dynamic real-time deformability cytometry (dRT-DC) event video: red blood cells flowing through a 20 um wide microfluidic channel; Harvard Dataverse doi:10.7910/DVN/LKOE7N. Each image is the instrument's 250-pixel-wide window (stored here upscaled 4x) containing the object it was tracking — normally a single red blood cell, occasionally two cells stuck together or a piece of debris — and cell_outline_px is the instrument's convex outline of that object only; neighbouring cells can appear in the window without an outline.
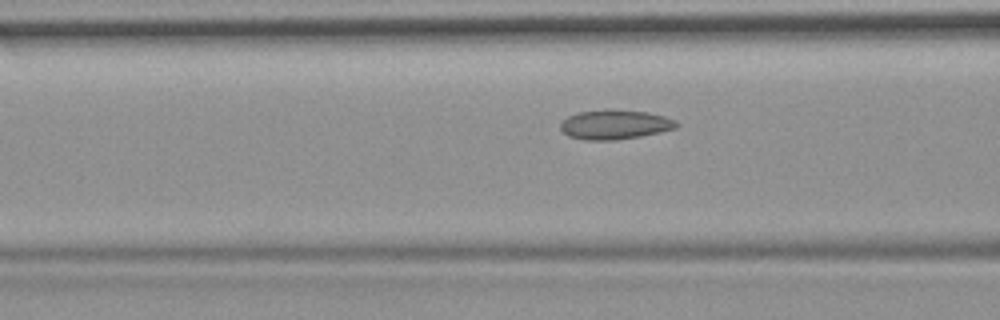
{"species": "common noctule bat (a hibernating species)", "species_latin": "Nyctalus noctula", "temperature_condition": "room temperature", "stored_images_in_passage": 30, "camera_frame_rate_fps": 3000, "um_per_image_px": 0.085, "animal": {"sex": "female", "body_mass_g": 19.9}, "frame": {"image": 1, "passage_image": 7, "time_ms": 2.0, "image_size_px": [1000, 320], "cell_outline_px": [[680, 124], [676, 128], [660, 132], [640, 136], [612, 140], [584, 140], [568, 136], [560, 128], [560, 120], [568, 116], [580, 112], [608, 108], [612, 108], [648, 112], [664, 116], [676, 120]], "centroid_in_image_um": [52.26, 10.57], "position_along_channel_um": 114.3, "area_um2": 20.23}}
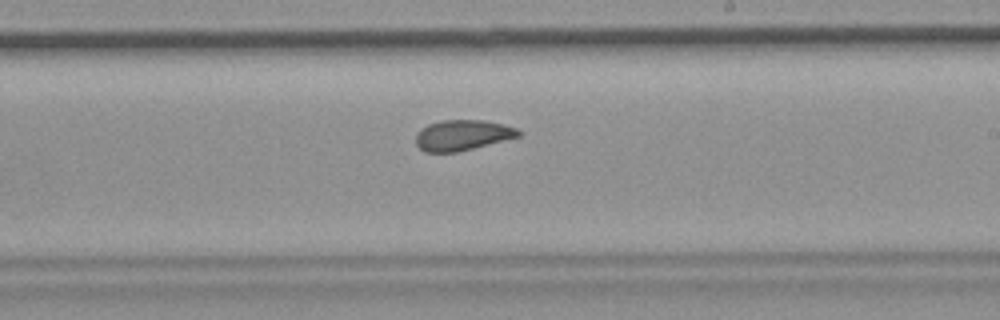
{"frame": {"image": 2, "passage_image": 18, "time_ms": 5.667, "image_size_px": [1000, 320], "cell_outline_px": [[520, 136], [456, 152], [424, 152], [416, 144], [416, 132], [420, 128], [428, 124], [440, 120], [484, 120], [504, 124], [516, 128], [520, 132]], "centroid_in_image_um": [39.26, 11.47], "position_along_channel_um": 249.7, "area_um2": 18.21}}
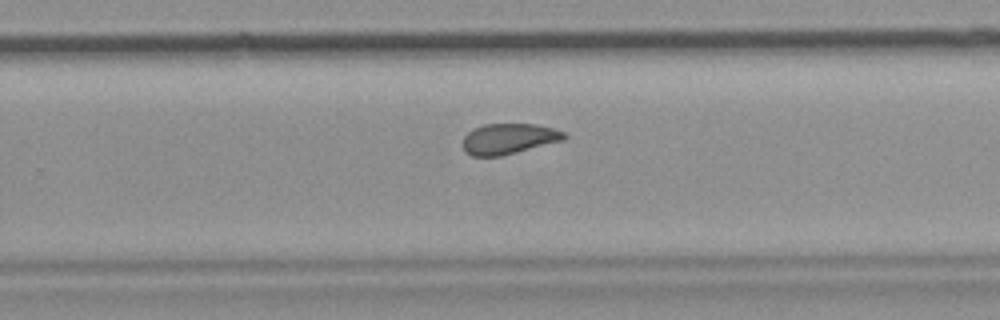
{"frame": {"image": 3, "passage_image": 21, "time_ms": 6.667, "image_size_px": [1000, 320], "cell_outline_px": [[568, 136], [564, 140], [500, 156], [472, 156], [464, 152], [464, 136], [472, 128], [484, 124], [536, 124], [552, 128], [564, 132]], "centroid_in_image_um": [43.23, 11.79], "position_along_channel_um": 286.6, "area_um2": 18.03}}